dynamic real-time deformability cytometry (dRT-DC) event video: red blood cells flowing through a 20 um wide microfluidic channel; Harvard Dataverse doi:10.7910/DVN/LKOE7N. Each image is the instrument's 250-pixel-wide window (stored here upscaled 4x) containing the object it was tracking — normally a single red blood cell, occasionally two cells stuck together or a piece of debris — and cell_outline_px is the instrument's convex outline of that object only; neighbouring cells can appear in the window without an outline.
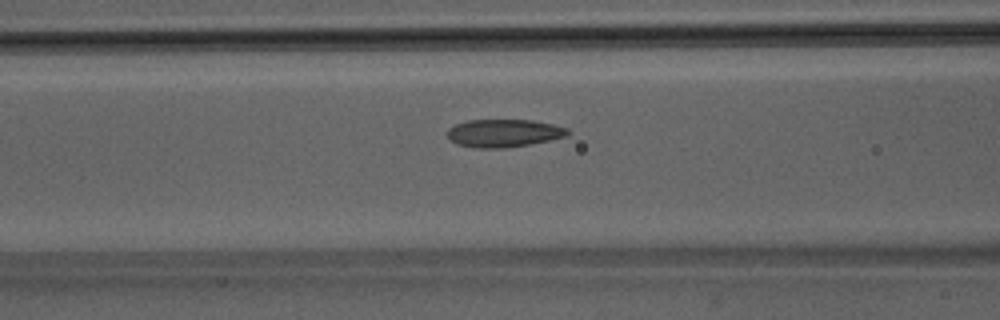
{"species": "Egyptian fruit bat (a non-hibernating species)", "species_latin": "Rousettus aegyptiacus", "temperature_condition": "room temperature", "stored_images_in_passage": 33, "camera_frame_rate_fps": 3000, "um_per_image_px": 0.085, "animal": {"sex": "male"}, "frame": {"image": 1, "passage_image": 6, "time_ms": 1.667, "image_size_px": [1000, 320], "cell_outline_px": [[572, 132], [568, 136], [528, 144], [504, 148], [472, 148], [456, 144], [448, 140], [448, 128], [456, 124], [468, 120], [532, 120], [552, 124], [568, 128]], "centroid_in_image_um": [42.81, 11.32], "position_along_channel_um": 123.8, "area_um2": 19.65}}
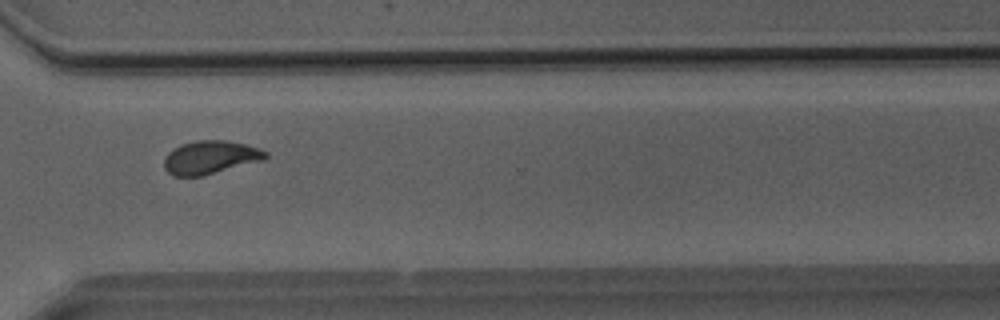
{"frame": {"image": 2, "passage_image": 23, "time_ms": 7.333, "image_size_px": [1000, 320], "cell_outline_px": [[268, 156], [264, 160], [204, 176], [172, 176], [164, 168], [164, 156], [172, 148], [180, 144], [196, 140], [224, 140], [244, 144], [260, 148], [268, 152]], "centroid_in_image_um": [17.86, 13.38], "position_along_channel_um": 352.7, "area_um2": 20.0}}
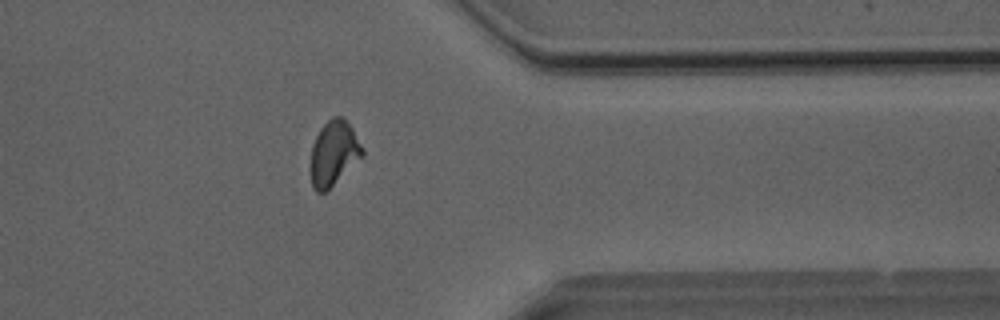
{"frame": {"image": 3, "passage_image": 26, "time_ms": 8.333, "image_size_px": [1000, 320], "cell_outline_px": [[364, 156], [324, 192], [316, 192], [312, 188], [312, 144], [320, 128], [332, 116], [344, 116], [352, 128], [364, 148]], "centroid_in_image_um": [28.4, 12.98], "position_along_channel_um": 383.0, "area_um2": 19.36}, "authors_computed_cell_mechanics": {"area_um2": 19.363, "velocity_mm_per_s": 4.0461, "shape_relaxation_time_tau1_ms": 6.2798, "shape_relaxation_time_tau2_ms": 1.0154, "deformation_change_tau1": 0.1683, "deformation_change_tau2": 0.0575}}